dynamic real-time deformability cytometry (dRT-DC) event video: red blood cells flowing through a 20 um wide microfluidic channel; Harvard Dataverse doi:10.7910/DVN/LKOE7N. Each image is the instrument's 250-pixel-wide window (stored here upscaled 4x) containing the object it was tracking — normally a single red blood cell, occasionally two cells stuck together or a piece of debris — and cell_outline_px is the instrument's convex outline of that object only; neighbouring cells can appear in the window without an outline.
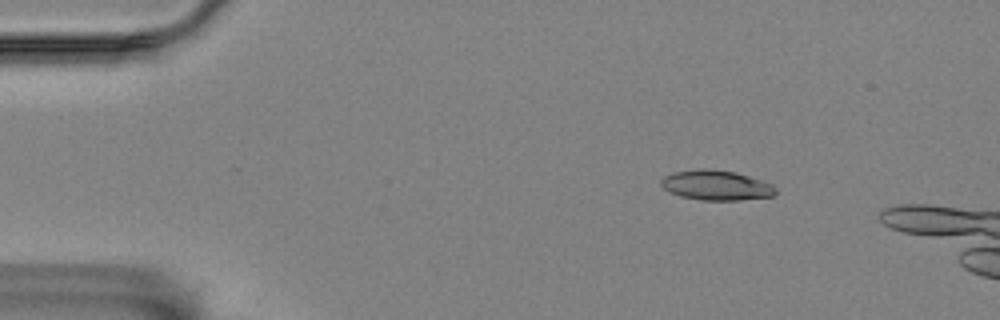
{"species": "Egyptian fruit bat (a non-hibernating species)", "species_latin": "Rousettus aegyptiacus", "temperature_condition": "room temperature", "stored_images_in_passage": 6, "camera_frame_rate_fps": 3000, "um_per_image_px": 0.085, "animal": {"sex": "female"}, "frame": {"image": 1, "passage_image": 2, "time_ms": 1.333, "image_size_px": [1000, 320], "cell_outline_px": [[776, 192], [772, 196], [740, 200], [700, 200], [680, 196], [668, 192], [660, 184], [660, 180], [664, 176], [672, 172], [696, 168], [708, 168], [736, 172], [772, 184], [776, 188]], "centroid_in_image_um": [60.83, 15.74], "position_along_channel_um": 24.2, "area_um2": 20.17}}
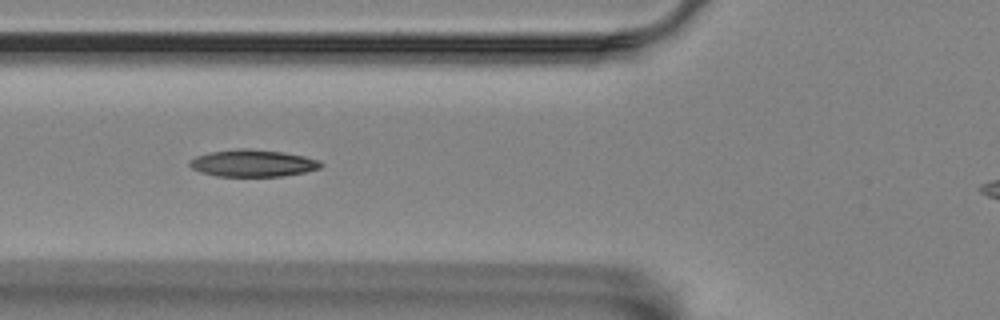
{"frame": {"image": 2, "passage_image": 5, "time_ms": 5.667, "image_size_px": [1000, 320], "cell_outline_px": [[324, 164], [320, 168], [304, 172], [284, 176], [216, 176], [200, 172], [192, 168], [188, 164], [196, 156], [212, 152], [240, 148], [244, 148], [280, 152], [304, 156], [320, 160]], "centroid_in_image_um": [21.51, 13.88], "position_along_channel_um": 104.3, "area_um2": 20.46}}
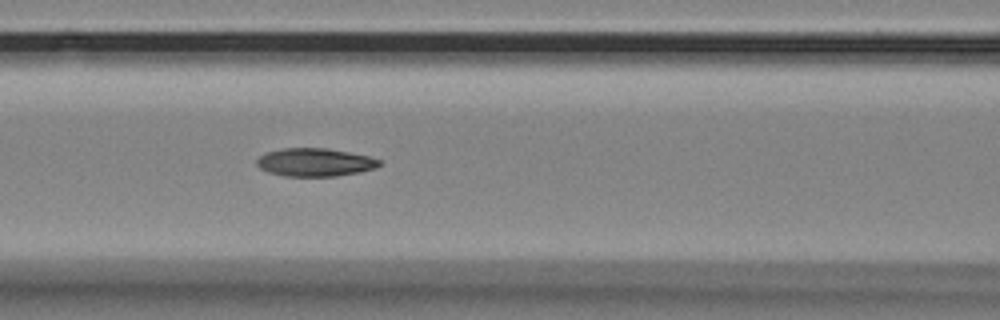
{"frame": {"image": 3, "passage_image": 6, "time_ms": 6.667, "image_size_px": [1000, 320], "cell_outline_px": [[380, 164], [376, 168], [360, 172], [336, 176], [284, 176], [268, 172], [260, 168], [256, 164], [256, 160], [264, 152], [284, 148], [328, 148], [368, 156], [380, 160]], "centroid_in_image_um": [26.74, 13.79], "position_along_channel_um": 139.9, "area_um2": 20.11}}